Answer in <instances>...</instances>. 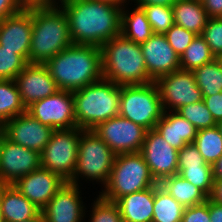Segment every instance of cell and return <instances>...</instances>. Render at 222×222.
Listing matches in <instances>:
<instances>
[{"mask_svg":"<svg viewBox=\"0 0 222 222\" xmlns=\"http://www.w3.org/2000/svg\"><path fill=\"white\" fill-rule=\"evenodd\" d=\"M28 10L32 14L29 63L45 64L73 44L68 19L60 6Z\"/></svg>","mask_w":222,"mask_h":222,"instance_id":"4","label":"cell"},{"mask_svg":"<svg viewBox=\"0 0 222 222\" xmlns=\"http://www.w3.org/2000/svg\"><path fill=\"white\" fill-rule=\"evenodd\" d=\"M142 9L151 24L153 33L165 34L174 25L172 7L149 5L142 7Z\"/></svg>","mask_w":222,"mask_h":222,"instance_id":"33","label":"cell"},{"mask_svg":"<svg viewBox=\"0 0 222 222\" xmlns=\"http://www.w3.org/2000/svg\"><path fill=\"white\" fill-rule=\"evenodd\" d=\"M80 187L66 182L41 210L43 222H85L88 211Z\"/></svg>","mask_w":222,"mask_h":222,"instance_id":"16","label":"cell"},{"mask_svg":"<svg viewBox=\"0 0 222 222\" xmlns=\"http://www.w3.org/2000/svg\"><path fill=\"white\" fill-rule=\"evenodd\" d=\"M81 133L82 129L78 127L54 130L40 154L41 167L69 182L76 168Z\"/></svg>","mask_w":222,"mask_h":222,"instance_id":"9","label":"cell"},{"mask_svg":"<svg viewBox=\"0 0 222 222\" xmlns=\"http://www.w3.org/2000/svg\"><path fill=\"white\" fill-rule=\"evenodd\" d=\"M116 154L94 132L83 130L79 138L78 157L74 175L69 183L80 185V180L101 183L103 188L113 168ZM80 179V180H79Z\"/></svg>","mask_w":222,"mask_h":222,"instance_id":"7","label":"cell"},{"mask_svg":"<svg viewBox=\"0 0 222 222\" xmlns=\"http://www.w3.org/2000/svg\"><path fill=\"white\" fill-rule=\"evenodd\" d=\"M140 45L147 73L153 82L162 76L180 70V56L170 46L165 34L154 33Z\"/></svg>","mask_w":222,"mask_h":222,"instance_id":"17","label":"cell"},{"mask_svg":"<svg viewBox=\"0 0 222 222\" xmlns=\"http://www.w3.org/2000/svg\"><path fill=\"white\" fill-rule=\"evenodd\" d=\"M192 72L203 96H212L222 92V67L217 58Z\"/></svg>","mask_w":222,"mask_h":222,"instance_id":"29","label":"cell"},{"mask_svg":"<svg viewBox=\"0 0 222 222\" xmlns=\"http://www.w3.org/2000/svg\"><path fill=\"white\" fill-rule=\"evenodd\" d=\"M66 183L58 174L40 167L18 179L14 187L42 210Z\"/></svg>","mask_w":222,"mask_h":222,"instance_id":"19","label":"cell"},{"mask_svg":"<svg viewBox=\"0 0 222 222\" xmlns=\"http://www.w3.org/2000/svg\"><path fill=\"white\" fill-rule=\"evenodd\" d=\"M213 180L222 179V156L212 165Z\"/></svg>","mask_w":222,"mask_h":222,"instance_id":"48","label":"cell"},{"mask_svg":"<svg viewBox=\"0 0 222 222\" xmlns=\"http://www.w3.org/2000/svg\"><path fill=\"white\" fill-rule=\"evenodd\" d=\"M209 216L211 222H222V205L209 199Z\"/></svg>","mask_w":222,"mask_h":222,"instance_id":"47","label":"cell"},{"mask_svg":"<svg viewBox=\"0 0 222 222\" xmlns=\"http://www.w3.org/2000/svg\"><path fill=\"white\" fill-rule=\"evenodd\" d=\"M203 102L212 113L216 122L222 120V92L212 96H203Z\"/></svg>","mask_w":222,"mask_h":222,"instance_id":"41","label":"cell"},{"mask_svg":"<svg viewBox=\"0 0 222 222\" xmlns=\"http://www.w3.org/2000/svg\"><path fill=\"white\" fill-rule=\"evenodd\" d=\"M23 222H43V216H42V213L40 212L35 218L33 219H28V220H25Z\"/></svg>","mask_w":222,"mask_h":222,"instance_id":"51","label":"cell"},{"mask_svg":"<svg viewBox=\"0 0 222 222\" xmlns=\"http://www.w3.org/2000/svg\"><path fill=\"white\" fill-rule=\"evenodd\" d=\"M140 153L157 183L178 174V150L169 145L155 129L147 130Z\"/></svg>","mask_w":222,"mask_h":222,"instance_id":"15","label":"cell"},{"mask_svg":"<svg viewBox=\"0 0 222 222\" xmlns=\"http://www.w3.org/2000/svg\"><path fill=\"white\" fill-rule=\"evenodd\" d=\"M91 205L89 222H124L115 202L105 200L98 195Z\"/></svg>","mask_w":222,"mask_h":222,"instance_id":"35","label":"cell"},{"mask_svg":"<svg viewBox=\"0 0 222 222\" xmlns=\"http://www.w3.org/2000/svg\"><path fill=\"white\" fill-rule=\"evenodd\" d=\"M157 184L140 152L119 154L115 157L109 180L99 195L105 200L116 202L125 195Z\"/></svg>","mask_w":222,"mask_h":222,"instance_id":"6","label":"cell"},{"mask_svg":"<svg viewBox=\"0 0 222 222\" xmlns=\"http://www.w3.org/2000/svg\"><path fill=\"white\" fill-rule=\"evenodd\" d=\"M209 18L222 17V0H201Z\"/></svg>","mask_w":222,"mask_h":222,"instance_id":"43","label":"cell"},{"mask_svg":"<svg viewBox=\"0 0 222 222\" xmlns=\"http://www.w3.org/2000/svg\"><path fill=\"white\" fill-rule=\"evenodd\" d=\"M156 82L145 85L120 86L119 115L144 127L154 129L163 114Z\"/></svg>","mask_w":222,"mask_h":222,"instance_id":"8","label":"cell"},{"mask_svg":"<svg viewBox=\"0 0 222 222\" xmlns=\"http://www.w3.org/2000/svg\"><path fill=\"white\" fill-rule=\"evenodd\" d=\"M218 205H222V179L214 180L211 195L208 197Z\"/></svg>","mask_w":222,"mask_h":222,"instance_id":"46","label":"cell"},{"mask_svg":"<svg viewBox=\"0 0 222 222\" xmlns=\"http://www.w3.org/2000/svg\"><path fill=\"white\" fill-rule=\"evenodd\" d=\"M178 174L202 190L208 197L211 195L214 183L212 165L205 163L202 166L178 169Z\"/></svg>","mask_w":222,"mask_h":222,"instance_id":"34","label":"cell"},{"mask_svg":"<svg viewBox=\"0 0 222 222\" xmlns=\"http://www.w3.org/2000/svg\"><path fill=\"white\" fill-rule=\"evenodd\" d=\"M21 9L49 8V0H17Z\"/></svg>","mask_w":222,"mask_h":222,"instance_id":"44","label":"cell"},{"mask_svg":"<svg viewBox=\"0 0 222 222\" xmlns=\"http://www.w3.org/2000/svg\"><path fill=\"white\" fill-rule=\"evenodd\" d=\"M174 23L196 35H201L209 16L201 0H177L173 5Z\"/></svg>","mask_w":222,"mask_h":222,"instance_id":"24","label":"cell"},{"mask_svg":"<svg viewBox=\"0 0 222 222\" xmlns=\"http://www.w3.org/2000/svg\"><path fill=\"white\" fill-rule=\"evenodd\" d=\"M126 7L125 5L121 12L120 34L126 39L141 44L154 34L151 24L142 8L134 6L133 10H128Z\"/></svg>","mask_w":222,"mask_h":222,"instance_id":"25","label":"cell"},{"mask_svg":"<svg viewBox=\"0 0 222 222\" xmlns=\"http://www.w3.org/2000/svg\"><path fill=\"white\" fill-rule=\"evenodd\" d=\"M32 38V14L21 9L0 21V46L21 55L29 63Z\"/></svg>","mask_w":222,"mask_h":222,"instance_id":"20","label":"cell"},{"mask_svg":"<svg viewBox=\"0 0 222 222\" xmlns=\"http://www.w3.org/2000/svg\"><path fill=\"white\" fill-rule=\"evenodd\" d=\"M217 59H218L220 65H221V67H222V56L217 57Z\"/></svg>","mask_w":222,"mask_h":222,"instance_id":"54","label":"cell"},{"mask_svg":"<svg viewBox=\"0 0 222 222\" xmlns=\"http://www.w3.org/2000/svg\"><path fill=\"white\" fill-rule=\"evenodd\" d=\"M77 127L93 130L119 115L120 86L105 78L72 92Z\"/></svg>","mask_w":222,"mask_h":222,"instance_id":"5","label":"cell"},{"mask_svg":"<svg viewBox=\"0 0 222 222\" xmlns=\"http://www.w3.org/2000/svg\"><path fill=\"white\" fill-rule=\"evenodd\" d=\"M194 144L206 163L210 165L222 156V135L217 125L198 130Z\"/></svg>","mask_w":222,"mask_h":222,"instance_id":"31","label":"cell"},{"mask_svg":"<svg viewBox=\"0 0 222 222\" xmlns=\"http://www.w3.org/2000/svg\"><path fill=\"white\" fill-rule=\"evenodd\" d=\"M156 84L160 91L163 111H176L181 106L203 100L192 71L177 70L160 77Z\"/></svg>","mask_w":222,"mask_h":222,"instance_id":"12","label":"cell"},{"mask_svg":"<svg viewBox=\"0 0 222 222\" xmlns=\"http://www.w3.org/2000/svg\"><path fill=\"white\" fill-rule=\"evenodd\" d=\"M27 64L21 55L0 46V80H15Z\"/></svg>","mask_w":222,"mask_h":222,"instance_id":"36","label":"cell"},{"mask_svg":"<svg viewBox=\"0 0 222 222\" xmlns=\"http://www.w3.org/2000/svg\"><path fill=\"white\" fill-rule=\"evenodd\" d=\"M54 129L41 124L27 111L6 121L1 133L11 142L41 154Z\"/></svg>","mask_w":222,"mask_h":222,"instance_id":"14","label":"cell"},{"mask_svg":"<svg viewBox=\"0 0 222 222\" xmlns=\"http://www.w3.org/2000/svg\"><path fill=\"white\" fill-rule=\"evenodd\" d=\"M217 127L219 128L221 135H222V120L217 122Z\"/></svg>","mask_w":222,"mask_h":222,"instance_id":"52","label":"cell"},{"mask_svg":"<svg viewBox=\"0 0 222 222\" xmlns=\"http://www.w3.org/2000/svg\"><path fill=\"white\" fill-rule=\"evenodd\" d=\"M201 36L216 58L222 56V17L209 18Z\"/></svg>","mask_w":222,"mask_h":222,"instance_id":"37","label":"cell"},{"mask_svg":"<svg viewBox=\"0 0 222 222\" xmlns=\"http://www.w3.org/2000/svg\"><path fill=\"white\" fill-rule=\"evenodd\" d=\"M0 205L5 222H23L41 212L13 184H0Z\"/></svg>","mask_w":222,"mask_h":222,"instance_id":"22","label":"cell"},{"mask_svg":"<svg viewBox=\"0 0 222 222\" xmlns=\"http://www.w3.org/2000/svg\"><path fill=\"white\" fill-rule=\"evenodd\" d=\"M15 82L26 108L59 90L47 66L40 63H28L16 76Z\"/></svg>","mask_w":222,"mask_h":222,"instance_id":"18","label":"cell"},{"mask_svg":"<svg viewBox=\"0 0 222 222\" xmlns=\"http://www.w3.org/2000/svg\"><path fill=\"white\" fill-rule=\"evenodd\" d=\"M155 185L119 198L120 215L124 222H152Z\"/></svg>","mask_w":222,"mask_h":222,"instance_id":"23","label":"cell"},{"mask_svg":"<svg viewBox=\"0 0 222 222\" xmlns=\"http://www.w3.org/2000/svg\"><path fill=\"white\" fill-rule=\"evenodd\" d=\"M1 131H2V125L0 124V134H1Z\"/></svg>","mask_w":222,"mask_h":222,"instance_id":"55","label":"cell"},{"mask_svg":"<svg viewBox=\"0 0 222 222\" xmlns=\"http://www.w3.org/2000/svg\"><path fill=\"white\" fill-rule=\"evenodd\" d=\"M60 7L67 16L73 44L101 47L120 35V7L94 0H70Z\"/></svg>","mask_w":222,"mask_h":222,"instance_id":"1","label":"cell"},{"mask_svg":"<svg viewBox=\"0 0 222 222\" xmlns=\"http://www.w3.org/2000/svg\"><path fill=\"white\" fill-rule=\"evenodd\" d=\"M175 112L192 123L197 130L212 128L217 125L212 113L205 106L203 100L181 106Z\"/></svg>","mask_w":222,"mask_h":222,"instance_id":"32","label":"cell"},{"mask_svg":"<svg viewBox=\"0 0 222 222\" xmlns=\"http://www.w3.org/2000/svg\"><path fill=\"white\" fill-rule=\"evenodd\" d=\"M70 0H49V8L57 7Z\"/></svg>","mask_w":222,"mask_h":222,"instance_id":"50","label":"cell"},{"mask_svg":"<svg viewBox=\"0 0 222 222\" xmlns=\"http://www.w3.org/2000/svg\"><path fill=\"white\" fill-rule=\"evenodd\" d=\"M94 1L109 3L120 8H123L125 5H128L130 2V0L128 1L127 0H94Z\"/></svg>","mask_w":222,"mask_h":222,"instance_id":"49","label":"cell"},{"mask_svg":"<svg viewBox=\"0 0 222 222\" xmlns=\"http://www.w3.org/2000/svg\"><path fill=\"white\" fill-rule=\"evenodd\" d=\"M165 36L170 46L180 56L190 45L196 34L174 23L165 33Z\"/></svg>","mask_w":222,"mask_h":222,"instance_id":"38","label":"cell"},{"mask_svg":"<svg viewBox=\"0 0 222 222\" xmlns=\"http://www.w3.org/2000/svg\"><path fill=\"white\" fill-rule=\"evenodd\" d=\"M93 130L116 155L140 152L147 133V129L120 115Z\"/></svg>","mask_w":222,"mask_h":222,"instance_id":"10","label":"cell"},{"mask_svg":"<svg viewBox=\"0 0 222 222\" xmlns=\"http://www.w3.org/2000/svg\"><path fill=\"white\" fill-rule=\"evenodd\" d=\"M21 10L17 0H0V21Z\"/></svg>","mask_w":222,"mask_h":222,"instance_id":"42","label":"cell"},{"mask_svg":"<svg viewBox=\"0 0 222 222\" xmlns=\"http://www.w3.org/2000/svg\"><path fill=\"white\" fill-rule=\"evenodd\" d=\"M159 185L184 207H191L207 201L208 196L179 174L163 179Z\"/></svg>","mask_w":222,"mask_h":222,"instance_id":"26","label":"cell"},{"mask_svg":"<svg viewBox=\"0 0 222 222\" xmlns=\"http://www.w3.org/2000/svg\"><path fill=\"white\" fill-rule=\"evenodd\" d=\"M45 65L59 90L74 92L103 77L102 51L94 45L72 44Z\"/></svg>","mask_w":222,"mask_h":222,"instance_id":"2","label":"cell"},{"mask_svg":"<svg viewBox=\"0 0 222 222\" xmlns=\"http://www.w3.org/2000/svg\"><path fill=\"white\" fill-rule=\"evenodd\" d=\"M40 167V153L15 144L0 134V184H14Z\"/></svg>","mask_w":222,"mask_h":222,"instance_id":"13","label":"cell"},{"mask_svg":"<svg viewBox=\"0 0 222 222\" xmlns=\"http://www.w3.org/2000/svg\"><path fill=\"white\" fill-rule=\"evenodd\" d=\"M26 112L15 80H0V124Z\"/></svg>","mask_w":222,"mask_h":222,"instance_id":"28","label":"cell"},{"mask_svg":"<svg viewBox=\"0 0 222 222\" xmlns=\"http://www.w3.org/2000/svg\"><path fill=\"white\" fill-rule=\"evenodd\" d=\"M130 1L134 2L135 6L142 8L144 6H149V5H162V6L172 7V5L177 0H130Z\"/></svg>","mask_w":222,"mask_h":222,"instance_id":"45","label":"cell"},{"mask_svg":"<svg viewBox=\"0 0 222 222\" xmlns=\"http://www.w3.org/2000/svg\"><path fill=\"white\" fill-rule=\"evenodd\" d=\"M26 111L41 124L54 130L77 127L73 94L70 91L58 90L55 94L34 102Z\"/></svg>","mask_w":222,"mask_h":222,"instance_id":"11","label":"cell"},{"mask_svg":"<svg viewBox=\"0 0 222 222\" xmlns=\"http://www.w3.org/2000/svg\"><path fill=\"white\" fill-rule=\"evenodd\" d=\"M216 57L201 35H196L190 45L180 55V69L193 71L203 64L213 61Z\"/></svg>","mask_w":222,"mask_h":222,"instance_id":"30","label":"cell"},{"mask_svg":"<svg viewBox=\"0 0 222 222\" xmlns=\"http://www.w3.org/2000/svg\"><path fill=\"white\" fill-rule=\"evenodd\" d=\"M0 222H5L1 211V205H0Z\"/></svg>","mask_w":222,"mask_h":222,"instance_id":"53","label":"cell"},{"mask_svg":"<svg viewBox=\"0 0 222 222\" xmlns=\"http://www.w3.org/2000/svg\"><path fill=\"white\" fill-rule=\"evenodd\" d=\"M181 222H211L209 216V198L202 204L185 207Z\"/></svg>","mask_w":222,"mask_h":222,"instance_id":"40","label":"cell"},{"mask_svg":"<svg viewBox=\"0 0 222 222\" xmlns=\"http://www.w3.org/2000/svg\"><path fill=\"white\" fill-rule=\"evenodd\" d=\"M154 129L177 150L194 143L198 131L192 123L175 111H164Z\"/></svg>","mask_w":222,"mask_h":222,"instance_id":"21","label":"cell"},{"mask_svg":"<svg viewBox=\"0 0 222 222\" xmlns=\"http://www.w3.org/2000/svg\"><path fill=\"white\" fill-rule=\"evenodd\" d=\"M206 163L194 143L185 145L178 150V169H188L189 167L202 166Z\"/></svg>","mask_w":222,"mask_h":222,"instance_id":"39","label":"cell"},{"mask_svg":"<svg viewBox=\"0 0 222 222\" xmlns=\"http://www.w3.org/2000/svg\"><path fill=\"white\" fill-rule=\"evenodd\" d=\"M100 48L103 78L119 86L145 85L153 82L147 73L140 44L120 34Z\"/></svg>","mask_w":222,"mask_h":222,"instance_id":"3","label":"cell"},{"mask_svg":"<svg viewBox=\"0 0 222 222\" xmlns=\"http://www.w3.org/2000/svg\"><path fill=\"white\" fill-rule=\"evenodd\" d=\"M184 210L159 183L155 185L152 222H181Z\"/></svg>","mask_w":222,"mask_h":222,"instance_id":"27","label":"cell"}]
</instances>
